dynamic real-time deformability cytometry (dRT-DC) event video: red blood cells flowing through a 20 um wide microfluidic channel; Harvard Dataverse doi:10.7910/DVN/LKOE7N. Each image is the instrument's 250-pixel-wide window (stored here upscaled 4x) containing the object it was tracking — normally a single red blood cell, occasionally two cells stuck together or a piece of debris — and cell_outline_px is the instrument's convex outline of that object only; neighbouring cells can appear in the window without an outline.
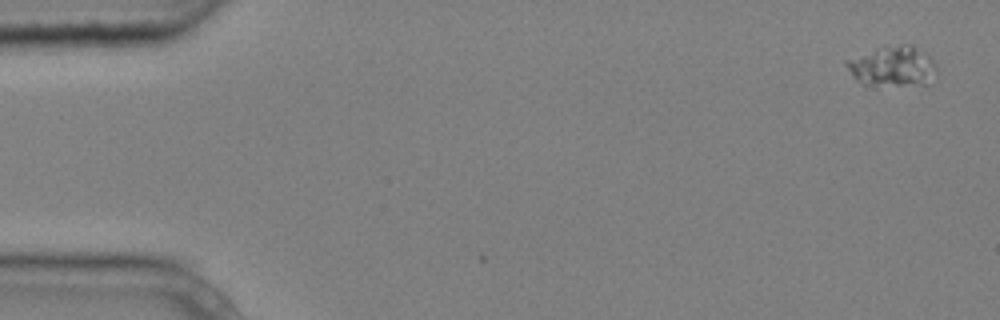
{"species": "common noctule bat (a hibernating species)", "species_latin": "Nyctalus noctula", "temperature_condition": "cold", "stored_images_in_passage": 4, "camera_frame_rate_fps": 3000, "um_per_image_px": 0.085, "animal": {"sex": "male", "body_mass_g": 20.4}, "frame": {"image": 1, "passage_image": 1, "time_ms": 0.0, "image_size_px": [1000, 320], "cell_outline_px": [[936, 68], [924, 84], [864, 84], [856, 80], [852, 76], [844, 64], [844, 60], [884, 44], [908, 44], [928, 56], [936, 64]], "centroid_in_image_um": [75.75, 5.58], "position_along_channel_um": 9.2, "area_um2": 20.69}}